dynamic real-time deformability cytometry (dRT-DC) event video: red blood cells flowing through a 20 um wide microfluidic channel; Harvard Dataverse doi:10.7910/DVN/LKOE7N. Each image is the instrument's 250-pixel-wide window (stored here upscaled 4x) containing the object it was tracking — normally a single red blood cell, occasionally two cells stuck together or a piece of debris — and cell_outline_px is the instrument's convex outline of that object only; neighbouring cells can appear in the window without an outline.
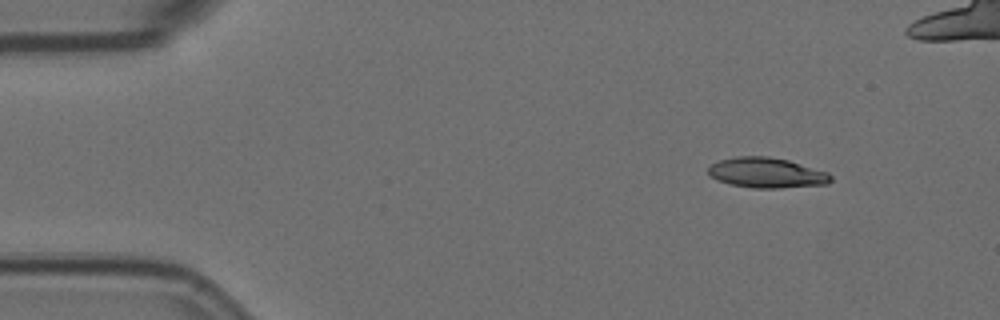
{"species": "Egyptian fruit bat (a non-hibernating species)", "species_latin": "Rousettus aegyptiacus", "temperature_condition": "room temperature", "stored_images_in_passage": 6, "camera_frame_rate_fps": 3000, "um_per_image_px": 0.085, "animal": {"sex": "female"}, "frame": {"image": 1, "passage_image": 6, "time_ms": 1.667, "image_size_px": [1000, 320], "cell_outline_px": [[832, 180], [828, 184], [780, 188], [752, 188], [732, 184], [716, 180], [708, 172], [708, 168], [712, 164], [720, 160], [736, 156], [768, 156], [788, 160], [828, 172], [832, 176]], "centroid_in_image_um": [65.19, 14.69], "position_along_channel_um": 19.8, "area_um2": 21.56}}